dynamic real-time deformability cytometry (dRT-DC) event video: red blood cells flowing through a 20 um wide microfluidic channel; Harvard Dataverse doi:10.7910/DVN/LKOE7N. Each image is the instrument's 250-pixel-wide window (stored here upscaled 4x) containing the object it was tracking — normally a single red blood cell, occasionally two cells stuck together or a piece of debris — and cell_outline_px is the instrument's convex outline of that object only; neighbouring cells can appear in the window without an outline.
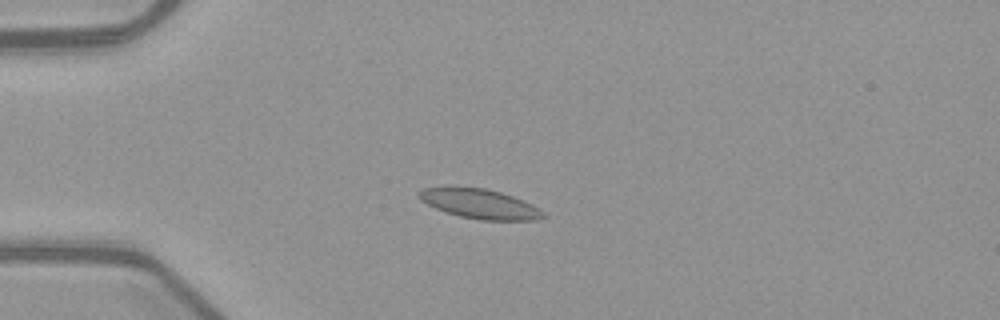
{"species": "common noctule bat (a hibernating species)", "species_latin": "Nyctalus noctula", "temperature_condition": "warm", "stored_images_in_passage": 53, "camera_frame_rate_fps": 3000, "um_per_image_px": 0.085, "animal": {"sex": "female", "body_mass_g": 21.9}, "frame": {"image": 1, "passage_image": 14, "time_ms": 4.333, "image_size_px": [1000, 320], "cell_outline_px": [[548, 216], [540, 220], [480, 220], [460, 216], [444, 212], [420, 200], [416, 196], [416, 192], [424, 188], [448, 184], [484, 188], [500, 192], [524, 200], [540, 208]], "centroid_in_image_um": [40.74, 17.29], "position_along_channel_um": 44.3, "area_um2": 22.25}}
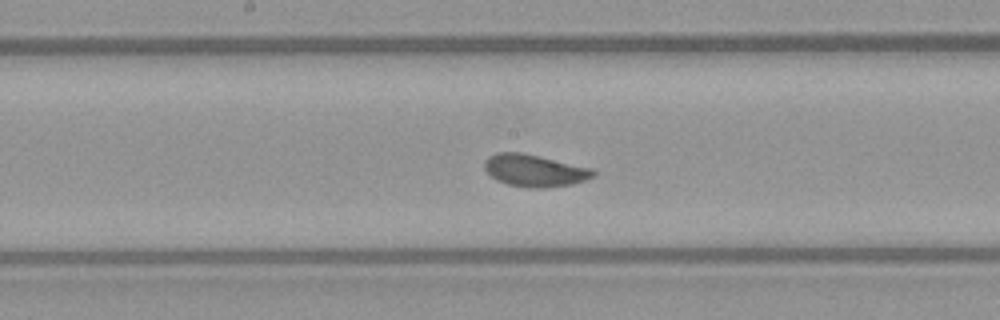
{"frame": {"image": 2, "passage_image": 28, "time_ms": 9.0, "image_size_px": [1000, 320], "cell_outline_px": [[596, 176], [588, 180], [572, 184], [544, 188], [528, 188], [508, 184], [496, 180], [484, 168], [484, 160], [488, 156], [496, 152], [524, 152], [592, 168], [596, 172]], "centroid_in_image_um": [45.46, 14.49], "position_along_channel_um": 202.7, "area_um2": 20.69}}
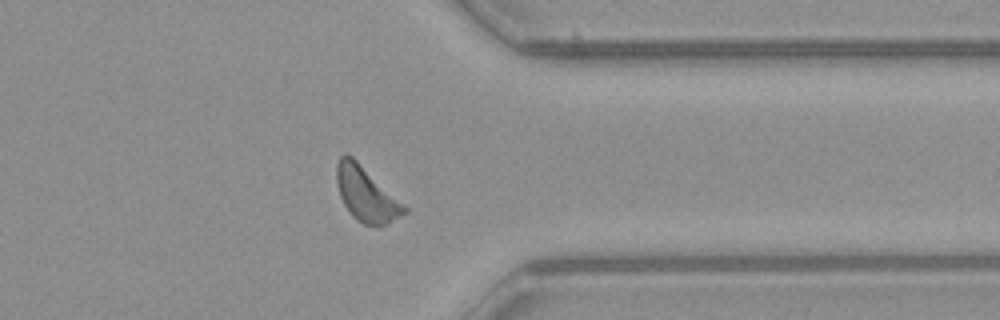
{"frame": {"image": 3, "passage_image": 42, "time_ms": 13.667, "image_size_px": [1000, 320], "cell_outline_px": [[408, 212], [384, 224], [364, 224], [356, 220], [352, 216], [344, 204], [340, 196], [336, 184], [336, 164], [340, 156], [344, 152], [352, 156], [408, 208]], "centroid_in_image_um": [31.08, 16.47], "position_along_channel_um": 380.3, "area_um2": 21.1}, "authors_computed_cell_mechanics": {"area_um2": 20.4034, "velocity_mm_per_s": 3.9343, "shape_relaxation_time_tau1_ms": 2.1026, "shape_relaxation_time_tau2_ms": null, "deformation_change_tau1": 0.0761, "deformation_change_tau2": null}}